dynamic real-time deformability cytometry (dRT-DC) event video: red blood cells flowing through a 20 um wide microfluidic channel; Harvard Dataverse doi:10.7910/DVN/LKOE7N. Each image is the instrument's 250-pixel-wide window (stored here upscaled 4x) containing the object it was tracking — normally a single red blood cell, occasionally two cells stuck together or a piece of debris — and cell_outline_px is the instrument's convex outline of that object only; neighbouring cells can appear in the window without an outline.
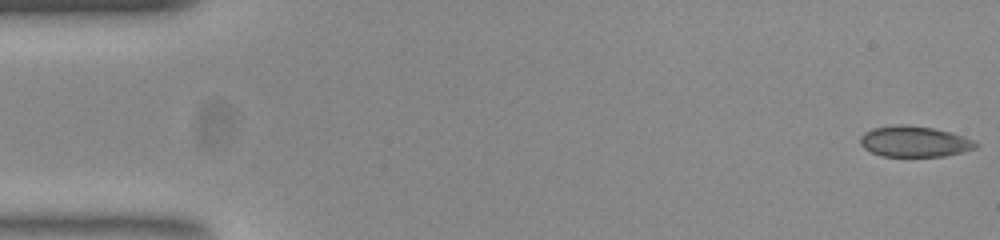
{"species": "common noctule bat (a hibernating species)", "species_latin": "Nyctalus noctula", "temperature_condition": "room temperature", "stored_images_in_passage": 16, "camera_frame_rate_fps": 3000, "um_per_image_px": 0.085, "animal": {"sex": "female", "body_mass_g": 23.0, "forearm_length_mm": 53.4}, "frame": {"image": 1, "passage_image": 1, "time_ms": 0.0, "image_size_px": [1000, 240], "cell_outline_px": [[980, 144], [976, 148], [964, 152], [944, 156], [884, 156], [872, 152], [864, 148], [860, 144], [860, 136], [864, 132], [872, 128], [900, 124], [904, 124], [932, 128], [952, 132], [964, 136]], "centroid_in_image_um": [77.74, 12.02], "position_along_channel_um": 7.3, "area_um2": 20.81}}
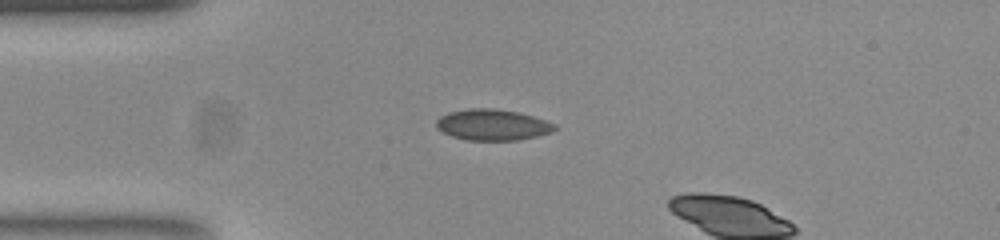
{"frame": {"image": 2, "passage_image": 13, "time_ms": 4.0, "image_size_px": [1000, 240], "cell_outline_px": [[560, 128], [552, 132], [536, 136], [516, 140], [468, 140], [452, 136], [436, 128], [436, 120], [440, 116], [448, 112], [468, 108], [492, 108], [516, 112], [532, 116], [556, 124]], "centroid_in_image_um": [41.86, 10.6], "position_along_channel_um": 43.1, "area_um2": 21.39}}